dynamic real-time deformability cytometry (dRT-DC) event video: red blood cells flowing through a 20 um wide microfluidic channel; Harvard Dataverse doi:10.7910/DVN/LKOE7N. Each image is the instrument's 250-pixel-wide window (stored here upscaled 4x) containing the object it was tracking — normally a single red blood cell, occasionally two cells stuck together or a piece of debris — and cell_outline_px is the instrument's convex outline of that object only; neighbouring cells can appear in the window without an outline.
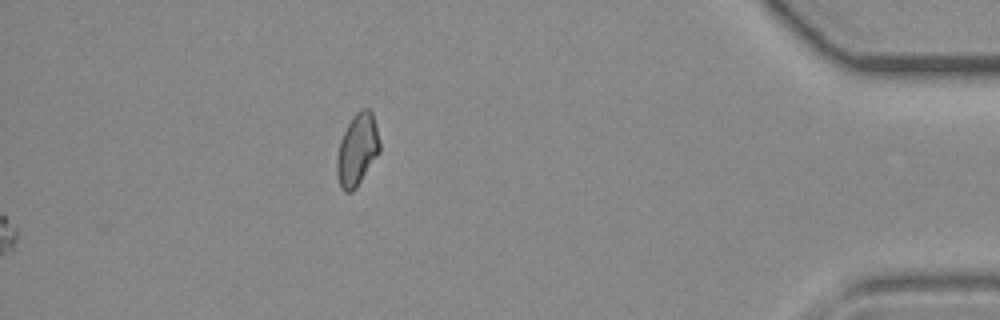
{"species": "common noctule bat (a hibernating species)", "species_latin": "Nyctalus noctula", "temperature_condition": "room temperature", "stored_images_in_passage": 43, "camera_frame_rate_fps": 3000, "um_per_image_px": 0.085, "animal": {"sex": "female", "body_mass_g": 19.3, "forearm_length_mm": 54.1}, "frame": {"image": 1, "passage_image": 43, "time_ms": 14.0, "image_size_px": [1000, 320], "cell_outline_px": [[380, 152], [356, 188], [352, 192], [344, 192], [340, 188], [336, 172], [336, 156], [340, 140], [352, 116], [360, 108], [368, 108], [372, 112], [380, 144]], "centroid_in_image_um": [30.34, 12.74], "position_along_channel_um": 404.9, "area_um2": 18.09}}